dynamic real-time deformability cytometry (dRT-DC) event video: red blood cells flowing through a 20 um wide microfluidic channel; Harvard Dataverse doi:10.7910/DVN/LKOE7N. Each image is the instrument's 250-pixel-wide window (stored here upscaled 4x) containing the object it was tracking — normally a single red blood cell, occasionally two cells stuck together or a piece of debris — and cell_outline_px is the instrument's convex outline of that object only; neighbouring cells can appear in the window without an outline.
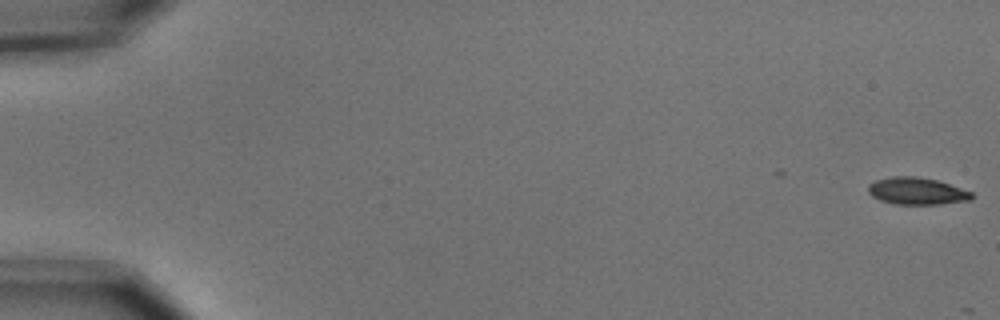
{"species": "common noctule bat (a hibernating species)", "species_latin": "Nyctalus noctula", "temperature_condition": "cold", "stored_images_in_passage": 6, "segment_of_instrument_passage": [1, 2], "camera_frame_rate_fps": 3000, "um_per_image_px": 0.085, "animal": {"sex": "male", "body_mass_g": 15.6}, "frame": {"image": 1, "passage_image": 1, "time_ms": 0.0, "image_size_px": [1000, 320], "cell_outline_px": [[976, 196], [972, 200], [940, 204], [892, 204], [880, 200], [872, 196], [868, 192], [868, 184], [876, 180], [892, 176], [916, 176], [936, 180], [972, 192]], "centroid_in_image_um": [77.93, 16.25], "position_along_channel_um": 7.1, "area_um2": 16.42}}
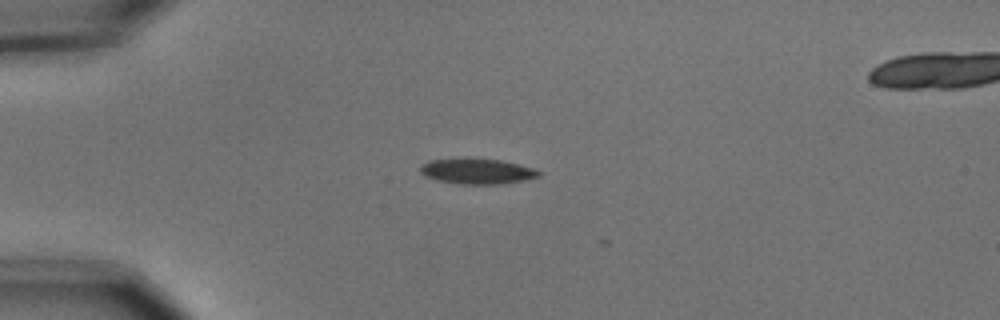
{"frame": {"image": 2, "passage_image": 5, "time_ms": 1.333, "image_size_px": [1000, 320], "cell_outline_px": [[540, 176], [524, 180], [504, 184], [460, 184], [436, 180], [420, 172], [420, 164], [428, 160], [464, 156], [468, 156], [500, 160], [520, 164], [536, 168], [540, 172]], "centroid_in_image_um": [40.54, 14.52], "position_along_channel_um": 44.5, "area_um2": 18.26}}